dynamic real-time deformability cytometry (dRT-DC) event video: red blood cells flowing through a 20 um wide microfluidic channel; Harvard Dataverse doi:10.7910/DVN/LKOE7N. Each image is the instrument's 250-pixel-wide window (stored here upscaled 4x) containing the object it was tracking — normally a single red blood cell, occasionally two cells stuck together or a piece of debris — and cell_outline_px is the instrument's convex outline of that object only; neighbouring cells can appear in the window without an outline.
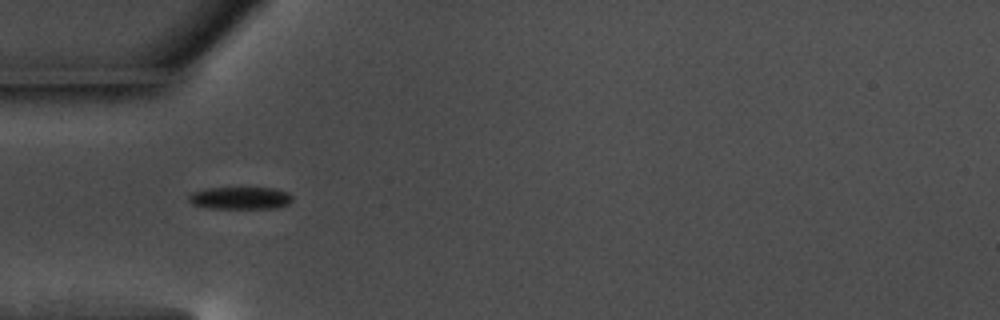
{"species": "common noctule bat (a hibernating species)", "species_latin": "Nyctalus noctula", "temperature_condition": "warm", "stored_images_in_passage": 57, "camera_frame_rate_fps": 3000, "um_per_image_px": 0.085, "animal": {"sex": "male", "body_mass_g": 17.5, "forearm_length_mm": 52.3}, "frame": {"image": 1, "passage_image": 18, "time_ms": 5.667, "image_size_px": [1000, 320], "cell_outline_px": [[292, 200], [288, 204], [276, 208], [208, 208], [192, 204], [188, 200], [188, 196], [192, 192], [208, 188], [276, 188], [288, 192], [292, 196]], "centroid_in_image_um": [20.43, 16.83], "position_along_channel_um": 64.6, "area_um2": 13.53}}
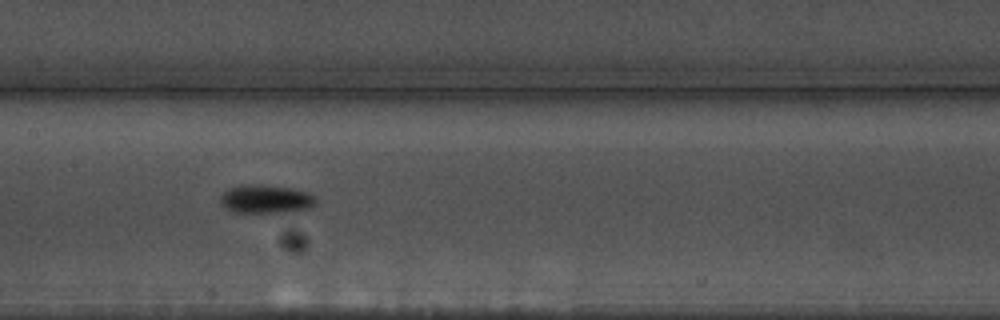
{"frame": {"image": 2, "passage_image": 28, "time_ms": 9.0, "image_size_px": [1000, 320], "cell_outline_px": [[316, 200], [308, 208], [292, 212], [228, 212], [220, 204], [220, 196], [228, 188], [244, 184], [264, 184], [292, 188], [308, 192], [316, 196]], "centroid_in_image_um": [22.55, 16.91], "position_along_channel_um": 184.9, "area_um2": 16.13}}
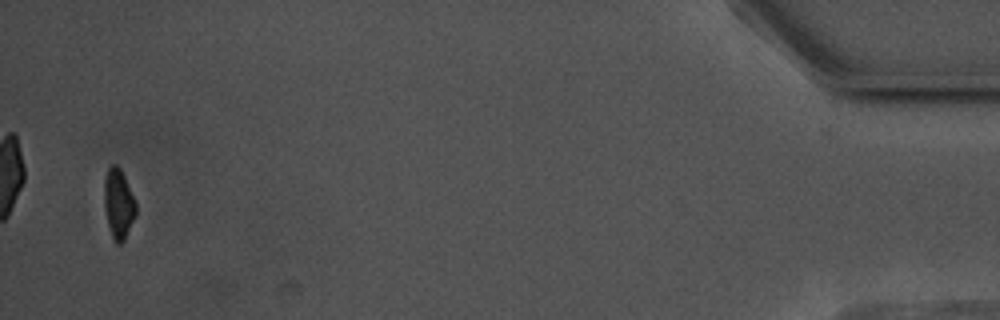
{"frame": {"image": 3, "passage_image": 55, "time_ms": 18.0, "image_size_px": [1000, 320], "cell_outline_px": [[136, 212], [124, 240], [120, 244], [116, 244], [112, 236], [108, 224], [104, 208], [104, 180], [108, 168], [112, 164], [116, 164], [120, 168], [124, 176], [136, 204]], "centroid_in_image_um": [10.05, 17.3], "position_along_channel_um": 425.2, "area_um2": 12.66}, "authors_computed_cell_mechanics": {"area_um2": 13.8142, "velocity_mm_per_s": 3.6422, "shape_relaxation_time_tau1_ms": 2.21, "shape_relaxation_time_tau2_ms": null, "deformation_change_tau1": 0.1151, "deformation_change_tau2": null}}